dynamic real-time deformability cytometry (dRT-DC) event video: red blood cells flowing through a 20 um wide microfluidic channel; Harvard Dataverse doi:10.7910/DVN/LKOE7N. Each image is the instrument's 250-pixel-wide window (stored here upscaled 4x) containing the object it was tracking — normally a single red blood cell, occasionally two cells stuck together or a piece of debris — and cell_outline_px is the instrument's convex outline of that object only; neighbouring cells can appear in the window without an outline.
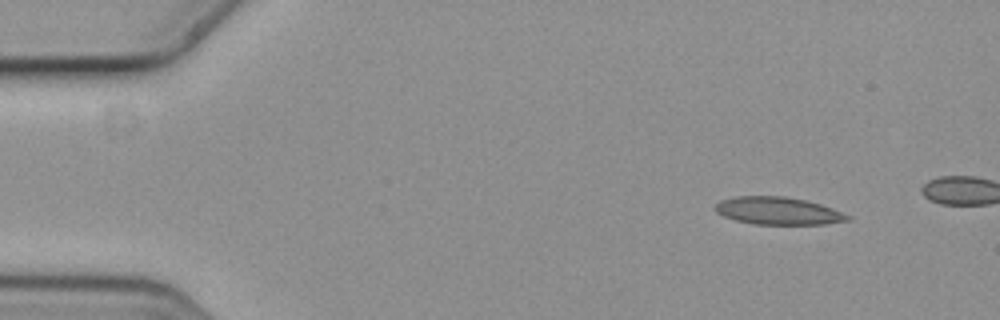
{"species": "common noctule bat (a hibernating species)", "species_latin": "Nyctalus noctula", "temperature_condition": "cold", "stored_images_in_passage": 4, "camera_frame_rate_fps": 3000, "um_per_image_px": 0.085, "animal": {"sex": "female", "body_mass_g": 19.3, "forearm_length_mm": 54.1}, "frame": {"image": 1, "passage_image": 1, "time_ms": 0.0, "image_size_px": [1000, 320], "cell_outline_px": [[852, 220], [828, 224], [752, 224], [736, 220], [724, 216], [716, 212], [712, 208], [720, 200], [736, 196], [784, 196], [804, 200], [820, 204], [832, 208], [852, 216]], "centroid_in_image_um": [66.14, 17.93], "position_along_channel_um": 18.9, "area_um2": 21.39}}